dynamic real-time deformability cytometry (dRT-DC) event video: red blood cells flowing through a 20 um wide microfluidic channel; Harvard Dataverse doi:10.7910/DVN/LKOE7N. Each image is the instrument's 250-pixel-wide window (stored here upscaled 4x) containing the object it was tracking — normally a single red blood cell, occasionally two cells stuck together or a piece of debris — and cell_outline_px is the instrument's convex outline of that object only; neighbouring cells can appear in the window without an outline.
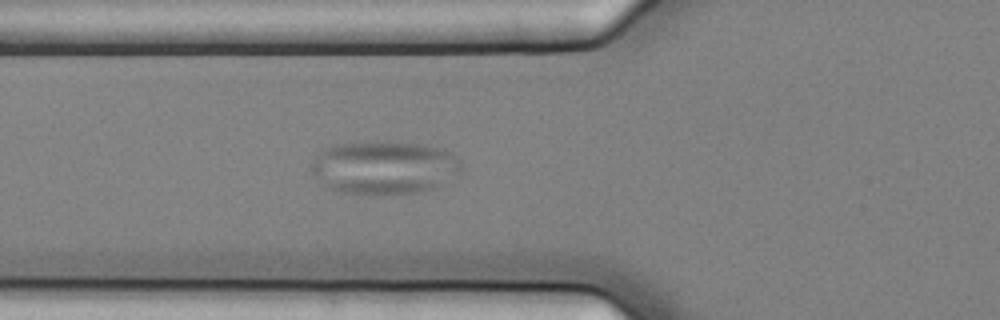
{"species": "common noctule bat (a hibernating species)", "species_latin": "Nyctalus noctula", "temperature_condition": "cold", "stored_images_in_passage": 3, "camera_frame_rate_fps": 3000, "um_per_image_px": 0.085, "animal": {"sex": "female", "body_mass_g": 25.1}, "frame": {"image": 1, "passage_image": 3, "time_ms": 0.667, "image_size_px": [1000, 320], "cell_outline_px": [[460, 172], [440, 184], [432, 188], [412, 192], [344, 192], [332, 188], [324, 184], [308, 168], [312, 160], [320, 152], [336, 144], [420, 144], [444, 148], [452, 152], [460, 160]], "centroid_in_image_um": [32.67, 14.22], "position_along_channel_um": 93.1, "area_um2": 44.56}}